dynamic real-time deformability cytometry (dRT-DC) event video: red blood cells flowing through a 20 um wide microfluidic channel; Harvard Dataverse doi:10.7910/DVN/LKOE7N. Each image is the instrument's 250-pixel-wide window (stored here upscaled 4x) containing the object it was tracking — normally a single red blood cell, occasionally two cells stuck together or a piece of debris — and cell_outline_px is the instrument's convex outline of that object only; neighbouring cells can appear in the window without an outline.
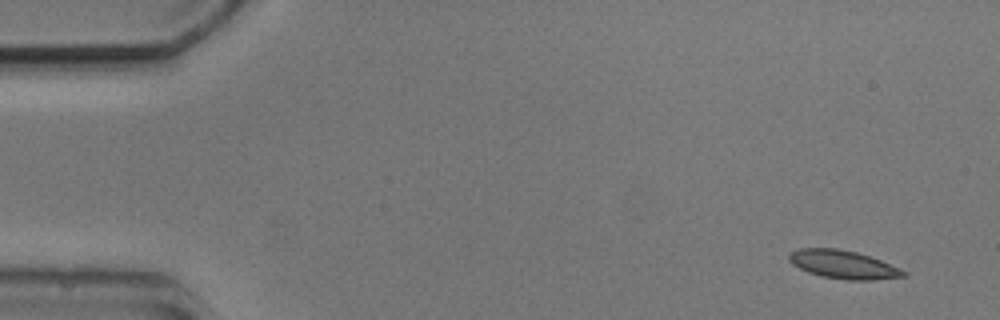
{"species": "common noctule bat (a hibernating species)", "species_latin": "Nyctalus noctula", "temperature_condition": "cold", "stored_images_in_passage": 4, "camera_frame_rate_fps": 3000, "um_per_image_px": 0.085, "animal": {"sex": "male", "body_mass_g": 20.5, "forearm_length_mm": 52.5}, "frame": {"image": 1, "passage_image": 1, "time_ms": 0.0, "image_size_px": [1000, 320], "cell_outline_px": [[908, 276], [872, 280], [844, 280], [820, 276], [808, 272], [792, 264], [788, 260], [788, 256], [792, 252], [800, 248], [836, 248], [856, 252], [880, 260], [900, 268], [908, 272]], "centroid_in_image_um": [71.69, 22.49], "position_along_channel_um": 13.3, "area_um2": 18.9}}